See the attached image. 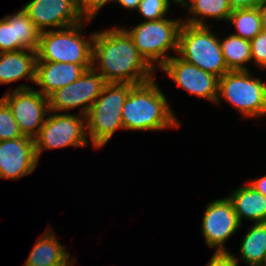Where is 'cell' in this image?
Instances as JSON below:
<instances>
[{
  "label": "cell",
  "instance_id": "cell-12",
  "mask_svg": "<svg viewBox=\"0 0 266 266\" xmlns=\"http://www.w3.org/2000/svg\"><path fill=\"white\" fill-rule=\"evenodd\" d=\"M161 69L176 85L188 93L216 103L219 81L216 75L203 71L178 55H173Z\"/></svg>",
  "mask_w": 266,
  "mask_h": 266
},
{
  "label": "cell",
  "instance_id": "cell-18",
  "mask_svg": "<svg viewBox=\"0 0 266 266\" xmlns=\"http://www.w3.org/2000/svg\"><path fill=\"white\" fill-rule=\"evenodd\" d=\"M228 199L232 202L241 224L242 218L254 223L266 222V197L249 183L232 191Z\"/></svg>",
  "mask_w": 266,
  "mask_h": 266
},
{
  "label": "cell",
  "instance_id": "cell-26",
  "mask_svg": "<svg viewBox=\"0 0 266 266\" xmlns=\"http://www.w3.org/2000/svg\"><path fill=\"white\" fill-rule=\"evenodd\" d=\"M15 51L14 23L5 15L3 18H0V53Z\"/></svg>",
  "mask_w": 266,
  "mask_h": 266
},
{
  "label": "cell",
  "instance_id": "cell-21",
  "mask_svg": "<svg viewBox=\"0 0 266 266\" xmlns=\"http://www.w3.org/2000/svg\"><path fill=\"white\" fill-rule=\"evenodd\" d=\"M221 51L230 71L249 70L245 64L251 61L250 41L230 34L223 40L219 38Z\"/></svg>",
  "mask_w": 266,
  "mask_h": 266
},
{
  "label": "cell",
  "instance_id": "cell-34",
  "mask_svg": "<svg viewBox=\"0 0 266 266\" xmlns=\"http://www.w3.org/2000/svg\"><path fill=\"white\" fill-rule=\"evenodd\" d=\"M191 0H175V4L180 5L181 7H185Z\"/></svg>",
  "mask_w": 266,
  "mask_h": 266
},
{
  "label": "cell",
  "instance_id": "cell-28",
  "mask_svg": "<svg viewBox=\"0 0 266 266\" xmlns=\"http://www.w3.org/2000/svg\"><path fill=\"white\" fill-rule=\"evenodd\" d=\"M114 0H76L77 8L84 20H93L103 6Z\"/></svg>",
  "mask_w": 266,
  "mask_h": 266
},
{
  "label": "cell",
  "instance_id": "cell-9",
  "mask_svg": "<svg viewBox=\"0 0 266 266\" xmlns=\"http://www.w3.org/2000/svg\"><path fill=\"white\" fill-rule=\"evenodd\" d=\"M9 91L1 99L9 106L22 134L34 139L50 112L48 98L27 84Z\"/></svg>",
  "mask_w": 266,
  "mask_h": 266
},
{
  "label": "cell",
  "instance_id": "cell-4",
  "mask_svg": "<svg viewBox=\"0 0 266 266\" xmlns=\"http://www.w3.org/2000/svg\"><path fill=\"white\" fill-rule=\"evenodd\" d=\"M133 84L107 83L86 115L88 139L94 148L108 144L116 130L124 129L122 108Z\"/></svg>",
  "mask_w": 266,
  "mask_h": 266
},
{
  "label": "cell",
  "instance_id": "cell-30",
  "mask_svg": "<svg viewBox=\"0 0 266 266\" xmlns=\"http://www.w3.org/2000/svg\"><path fill=\"white\" fill-rule=\"evenodd\" d=\"M230 7L234 9L259 7L266 0H228Z\"/></svg>",
  "mask_w": 266,
  "mask_h": 266
},
{
  "label": "cell",
  "instance_id": "cell-5",
  "mask_svg": "<svg viewBox=\"0 0 266 266\" xmlns=\"http://www.w3.org/2000/svg\"><path fill=\"white\" fill-rule=\"evenodd\" d=\"M182 23V19L164 18L144 21L132 29L124 28V30L132 38L141 56L154 70H157L172 57L167 53L169 50L178 53Z\"/></svg>",
  "mask_w": 266,
  "mask_h": 266
},
{
  "label": "cell",
  "instance_id": "cell-32",
  "mask_svg": "<svg viewBox=\"0 0 266 266\" xmlns=\"http://www.w3.org/2000/svg\"><path fill=\"white\" fill-rule=\"evenodd\" d=\"M119 3L123 8L129 9V10H137L139 6V2L141 0H114V2Z\"/></svg>",
  "mask_w": 266,
  "mask_h": 266
},
{
  "label": "cell",
  "instance_id": "cell-10",
  "mask_svg": "<svg viewBox=\"0 0 266 266\" xmlns=\"http://www.w3.org/2000/svg\"><path fill=\"white\" fill-rule=\"evenodd\" d=\"M106 84L102 75L91 67L76 81L61 87L48 97L49 111L61 113L81 107L79 113L86 116Z\"/></svg>",
  "mask_w": 266,
  "mask_h": 266
},
{
  "label": "cell",
  "instance_id": "cell-14",
  "mask_svg": "<svg viewBox=\"0 0 266 266\" xmlns=\"http://www.w3.org/2000/svg\"><path fill=\"white\" fill-rule=\"evenodd\" d=\"M38 163L33 138L0 141V179L19 180L34 172Z\"/></svg>",
  "mask_w": 266,
  "mask_h": 266
},
{
  "label": "cell",
  "instance_id": "cell-23",
  "mask_svg": "<svg viewBox=\"0 0 266 266\" xmlns=\"http://www.w3.org/2000/svg\"><path fill=\"white\" fill-rule=\"evenodd\" d=\"M227 23L235 26L237 33L233 35L248 41L263 30L258 7L232 10Z\"/></svg>",
  "mask_w": 266,
  "mask_h": 266
},
{
  "label": "cell",
  "instance_id": "cell-11",
  "mask_svg": "<svg viewBox=\"0 0 266 266\" xmlns=\"http://www.w3.org/2000/svg\"><path fill=\"white\" fill-rule=\"evenodd\" d=\"M241 225L232 202L225 197L207 205L202 218L201 233L206 245L216 248V253H228L224 244Z\"/></svg>",
  "mask_w": 266,
  "mask_h": 266
},
{
  "label": "cell",
  "instance_id": "cell-33",
  "mask_svg": "<svg viewBox=\"0 0 266 266\" xmlns=\"http://www.w3.org/2000/svg\"><path fill=\"white\" fill-rule=\"evenodd\" d=\"M258 11L261 18L262 29L266 31V1H264L259 7Z\"/></svg>",
  "mask_w": 266,
  "mask_h": 266
},
{
  "label": "cell",
  "instance_id": "cell-8",
  "mask_svg": "<svg viewBox=\"0 0 266 266\" xmlns=\"http://www.w3.org/2000/svg\"><path fill=\"white\" fill-rule=\"evenodd\" d=\"M86 133L85 115L49 112L38 135L34 138L37 159L41 158L42 152L46 149L89 146Z\"/></svg>",
  "mask_w": 266,
  "mask_h": 266
},
{
  "label": "cell",
  "instance_id": "cell-31",
  "mask_svg": "<svg viewBox=\"0 0 266 266\" xmlns=\"http://www.w3.org/2000/svg\"><path fill=\"white\" fill-rule=\"evenodd\" d=\"M249 184L252 185L257 192L263 194L266 197V175L261 178L252 180L251 182H249Z\"/></svg>",
  "mask_w": 266,
  "mask_h": 266
},
{
  "label": "cell",
  "instance_id": "cell-13",
  "mask_svg": "<svg viewBox=\"0 0 266 266\" xmlns=\"http://www.w3.org/2000/svg\"><path fill=\"white\" fill-rule=\"evenodd\" d=\"M23 10L40 32L48 28L63 29L84 21L76 0H31Z\"/></svg>",
  "mask_w": 266,
  "mask_h": 266
},
{
  "label": "cell",
  "instance_id": "cell-16",
  "mask_svg": "<svg viewBox=\"0 0 266 266\" xmlns=\"http://www.w3.org/2000/svg\"><path fill=\"white\" fill-rule=\"evenodd\" d=\"M37 59L36 50L0 53V83L10 84L26 78L35 84Z\"/></svg>",
  "mask_w": 266,
  "mask_h": 266
},
{
  "label": "cell",
  "instance_id": "cell-20",
  "mask_svg": "<svg viewBox=\"0 0 266 266\" xmlns=\"http://www.w3.org/2000/svg\"><path fill=\"white\" fill-rule=\"evenodd\" d=\"M185 8L188 9L190 17L183 23L194 26H207L203 20L206 17L227 22L233 10L228 0H191Z\"/></svg>",
  "mask_w": 266,
  "mask_h": 266
},
{
  "label": "cell",
  "instance_id": "cell-7",
  "mask_svg": "<svg viewBox=\"0 0 266 266\" xmlns=\"http://www.w3.org/2000/svg\"><path fill=\"white\" fill-rule=\"evenodd\" d=\"M225 99L243 117L266 116V82L253 77L249 70L228 71L218 81V96Z\"/></svg>",
  "mask_w": 266,
  "mask_h": 266
},
{
  "label": "cell",
  "instance_id": "cell-22",
  "mask_svg": "<svg viewBox=\"0 0 266 266\" xmlns=\"http://www.w3.org/2000/svg\"><path fill=\"white\" fill-rule=\"evenodd\" d=\"M6 16L14 23L16 51L22 49L37 51L41 32L36 28L23 8L14 14Z\"/></svg>",
  "mask_w": 266,
  "mask_h": 266
},
{
  "label": "cell",
  "instance_id": "cell-24",
  "mask_svg": "<svg viewBox=\"0 0 266 266\" xmlns=\"http://www.w3.org/2000/svg\"><path fill=\"white\" fill-rule=\"evenodd\" d=\"M24 136L16 123L9 106L0 99V141Z\"/></svg>",
  "mask_w": 266,
  "mask_h": 266
},
{
  "label": "cell",
  "instance_id": "cell-19",
  "mask_svg": "<svg viewBox=\"0 0 266 266\" xmlns=\"http://www.w3.org/2000/svg\"><path fill=\"white\" fill-rule=\"evenodd\" d=\"M240 258L249 266L266 264V222L253 223L242 238Z\"/></svg>",
  "mask_w": 266,
  "mask_h": 266
},
{
  "label": "cell",
  "instance_id": "cell-25",
  "mask_svg": "<svg viewBox=\"0 0 266 266\" xmlns=\"http://www.w3.org/2000/svg\"><path fill=\"white\" fill-rule=\"evenodd\" d=\"M171 1L174 3V0H141L137 12L146 19L145 21L164 19L169 12Z\"/></svg>",
  "mask_w": 266,
  "mask_h": 266
},
{
  "label": "cell",
  "instance_id": "cell-29",
  "mask_svg": "<svg viewBox=\"0 0 266 266\" xmlns=\"http://www.w3.org/2000/svg\"><path fill=\"white\" fill-rule=\"evenodd\" d=\"M239 259L233 253H214L207 266H238Z\"/></svg>",
  "mask_w": 266,
  "mask_h": 266
},
{
  "label": "cell",
  "instance_id": "cell-1",
  "mask_svg": "<svg viewBox=\"0 0 266 266\" xmlns=\"http://www.w3.org/2000/svg\"><path fill=\"white\" fill-rule=\"evenodd\" d=\"M92 60V67L107 83L137 85L154 79L155 70L120 26L94 31Z\"/></svg>",
  "mask_w": 266,
  "mask_h": 266
},
{
  "label": "cell",
  "instance_id": "cell-6",
  "mask_svg": "<svg viewBox=\"0 0 266 266\" xmlns=\"http://www.w3.org/2000/svg\"><path fill=\"white\" fill-rule=\"evenodd\" d=\"M209 27L182 23L177 55L220 78L230 70L225 63L219 38Z\"/></svg>",
  "mask_w": 266,
  "mask_h": 266
},
{
  "label": "cell",
  "instance_id": "cell-17",
  "mask_svg": "<svg viewBox=\"0 0 266 266\" xmlns=\"http://www.w3.org/2000/svg\"><path fill=\"white\" fill-rule=\"evenodd\" d=\"M66 250L49 228L36 241L24 266H72L74 260Z\"/></svg>",
  "mask_w": 266,
  "mask_h": 266
},
{
  "label": "cell",
  "instance_id": "cell-27",
  "mask_svg": "<svg viewBox=\"0 0 266 266\" xmlns=\"http://www.w3.org/2000/svg\"><path fill=\"white\" fill-rule=\"evenodd\" d=\"M251 61L266 69V31H261L250 41Z\"/></svg>",
  "mask_w": 266,
  "mask_h": 266
},
{
  "label": "cell",
  "instance_id": "cell-15",
  "mask_svg": "<svg viewBox=\"0 0 266 266\" xmlns=\"http://www.w3.org/2000/svg\"><path fill=\"white\" fill-rule=\"evenodd\" d=\"M87 69L83 65L60 62H37L35 85L47 98L61 87L76 81Z\"/></svg>",
  "mask_w": 266,
  "mask_h": 266
},
{
  "label": "cell",
  "instance_id": "cell-3",
  "mask_svg": "<svg viewBox=\"0 0 266 266\" xmlns=\"http://www.w3.org/2000/svg\"><path fill=\"white\" fill-rule=\"evenodd\" d=\"M90 22L84 20L67 28L41 32L37 62H64L91 68L94 32L87 39L82 35L83 25Z\"/></svg>",
  "mask_w": 266,
  "mask_h": 266
},
{
  "label": "cell",
  "instance_id": "cell-2",
  "mask_svg": "<svg viewBox=\"0 0 266 266\" xmlns=\"http://www.w3.org/2000/svg\"><path fill=\"white\" fill-rule=\"evenodd\" d=\"M169 105L155 78L134 85L122 108L124 129L162 131L171 126L179 127L177 116Z\"/></svg>",
  "mask_w": 266,
  "mask_h": 266
}]
</instances>
